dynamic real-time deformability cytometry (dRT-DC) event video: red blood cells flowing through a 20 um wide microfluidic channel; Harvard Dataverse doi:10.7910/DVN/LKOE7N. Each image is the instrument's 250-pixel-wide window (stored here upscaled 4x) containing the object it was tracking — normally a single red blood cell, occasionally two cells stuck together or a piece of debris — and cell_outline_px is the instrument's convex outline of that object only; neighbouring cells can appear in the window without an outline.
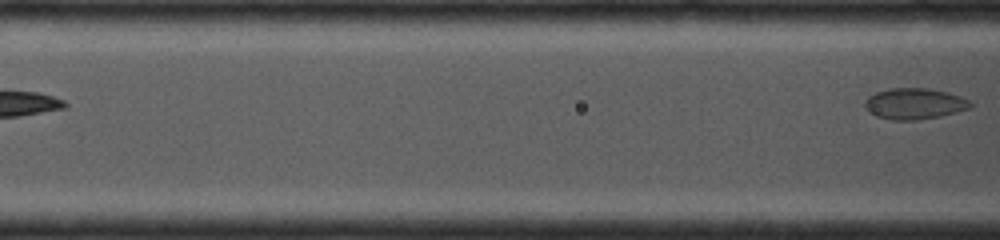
{"species": "common noctule bat (a hibernating species)", "species_latin": "Nyctalus noctula", "temperature_condition": "cold", "stored_images_in_passage": 12, "segment_of_instrument_passage": [2, 2], "camera_frame_rate_fps": 4000, "um_per_image_px": 0.085, "animal": {"sex": "female", "body_mass_g": 19.0, "forearm_length_mm": 53.3}, "frame": {"image": 1, "passage_image": 12, "time_ms": 4.5, "image_size_px": [1000, 240], "cell_outline_px": [[972, 108], [940, 116], [916, 120], [892, 120], [876, 116], [868, 112], [864, 108], [864, 100], [868, 96], [876, 92], [888, 88], [928, 88], [948, 92], [960, 96], [968, 100], [972, 104]], "centroid_in_image_um": [77.69, 8.81], "position_along_channel_um": 88.9, "area_um2": 19.31}}